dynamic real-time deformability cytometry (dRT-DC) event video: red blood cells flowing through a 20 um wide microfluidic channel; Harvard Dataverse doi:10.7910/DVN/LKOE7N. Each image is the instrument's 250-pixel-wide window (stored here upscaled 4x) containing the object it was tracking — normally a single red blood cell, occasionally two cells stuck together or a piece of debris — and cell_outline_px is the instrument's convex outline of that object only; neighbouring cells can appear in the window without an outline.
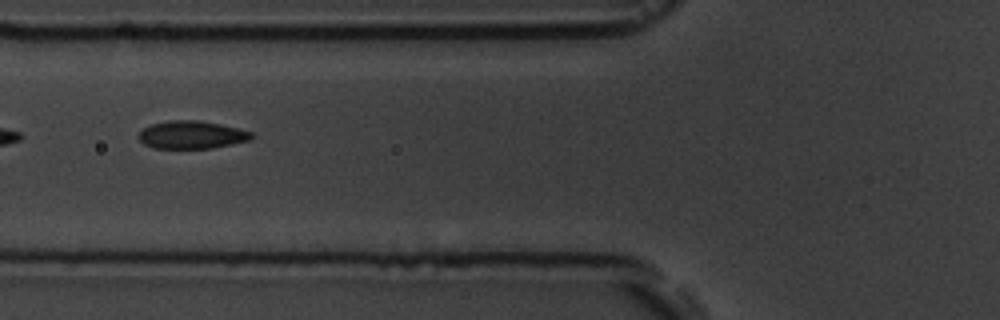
{"species": "common noctule bat (a hibernating species)", "species_latin": "Nyctalus noctula", "temperature_condition": "room temperature", "stored_images_in_passage": 13, "camera_frame_rate_fps": 3000, "um_per_image_px": 0.085, "animal": {"sex": "male", "body_mass_g": 19.5, "forearm_length_mm": 54.6}, "frame": {"image": 1, "passage_image": 8, "time_ms": 7.667, "image_size_px": [1000, 320], "cell_outline_px": [[252, 136], [248, 140], [232, 144], [212, 148], [156, 148], [144, 144], [136, 136], [144, 128], [152, 124], [168, 120], [200, 120], [240, 128], [252, 132]], "centroid_in_image_um": [16.28, 11.45], "position_along_channel_um": 109.5, "area_um2": 18.26}}
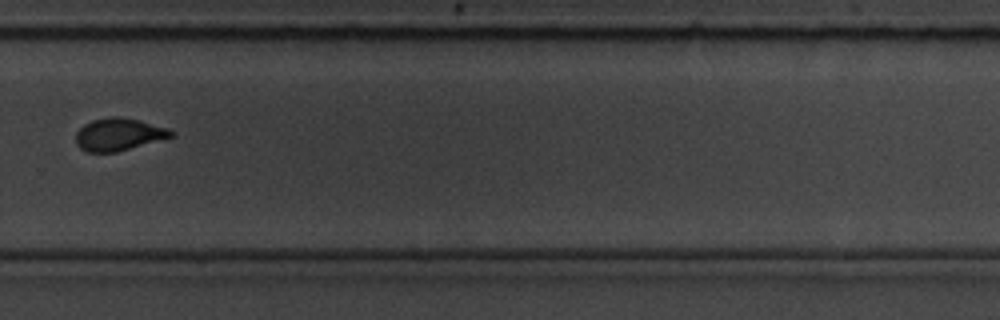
{"frame": {"image": 2, "passage_image": 13, "time_ms": 13.333, "image_size_px": [1000, 320], "cell_outline_px": [[176, 136], [116, 152], [88, 152], [80, 148], [76, 144], [76, 132], [84, 124], [92, 120], [112, 116], [120, 116], [140, 120], [168, 128], [176, 132]], "centroid_in_image_um": [10.12, 11.42], "position_along_channel_um": 319.7, "area_um2": 18.21}}